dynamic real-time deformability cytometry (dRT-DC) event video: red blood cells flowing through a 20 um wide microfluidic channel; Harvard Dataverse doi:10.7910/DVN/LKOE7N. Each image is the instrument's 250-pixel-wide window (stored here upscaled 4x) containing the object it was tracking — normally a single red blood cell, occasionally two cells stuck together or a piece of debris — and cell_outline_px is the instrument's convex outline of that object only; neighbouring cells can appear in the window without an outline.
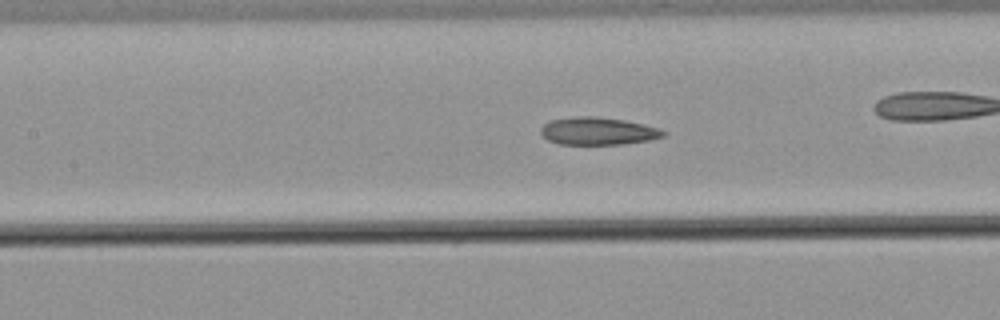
{"species": "common noctule bat (a hibernating species)", "species_latin": "Nyctalus noctula", "temperature_condition": "warm", "stored_images_in_passage": 29, "camera_frame_rate_fps": 3000, "um_per_image_px": 0.085, "animal": {"sex": "male", "body_mass_g": 21.5, "forearm_length_mm": 52.0}, "frame": {"image": 1, "passage_image": 5, "time_ms": 1.333, "image_size_px": [1000, 320], "cell_outline_px": [[664, 136], [648, 140], [624, 144], [560, 144], [548, 140], [540, 132], [540, 128], [544, 124], [552, 120], [576, 116], [592, 116], [624, 120], [644, 124], [656, 128], [664, 132]], "centroid_in_image_um": [50.79, 11.14], "position_along_channel_um": 156.6, "area_um2": 19.42}}